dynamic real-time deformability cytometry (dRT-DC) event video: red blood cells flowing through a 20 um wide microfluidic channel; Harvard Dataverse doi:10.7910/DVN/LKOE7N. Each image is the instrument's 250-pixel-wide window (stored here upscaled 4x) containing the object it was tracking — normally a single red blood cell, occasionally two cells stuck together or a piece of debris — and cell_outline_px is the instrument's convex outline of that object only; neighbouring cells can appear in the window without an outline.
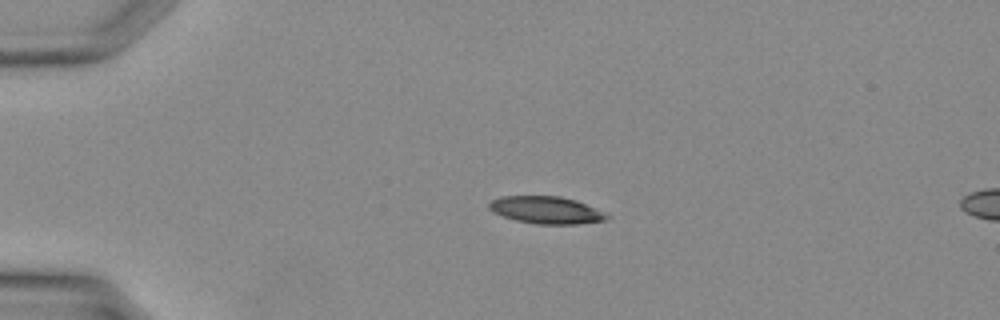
{"species": "Egyptian fruit bat (a non-hibernating species)", "species_latin": "Rousettus aegyptiacus", "temperature_condition": "warm", "stored_images_in_passage": 4, "camera_frame_rate_fps": 3000, "um_per_image_px": 0.085, "animal": {"sex": "female"}, "frame": {"image": 1, "passage_image": 1, "time_ms": 0.0, "image_size_px": [1000, 320], "cell_outline_px": [[612, 216], [604, 220], [576, 224], [536, 224], [516, 220], [492, 212], [488, 208], [488, 204], [492, 200], [500, 196], [560, 196], [576, 200], [604, 212]], "centroid_in_image_um": [46.41, 17.85], "position_along_channel_um": 38.6, "area_um2": 18.67}}